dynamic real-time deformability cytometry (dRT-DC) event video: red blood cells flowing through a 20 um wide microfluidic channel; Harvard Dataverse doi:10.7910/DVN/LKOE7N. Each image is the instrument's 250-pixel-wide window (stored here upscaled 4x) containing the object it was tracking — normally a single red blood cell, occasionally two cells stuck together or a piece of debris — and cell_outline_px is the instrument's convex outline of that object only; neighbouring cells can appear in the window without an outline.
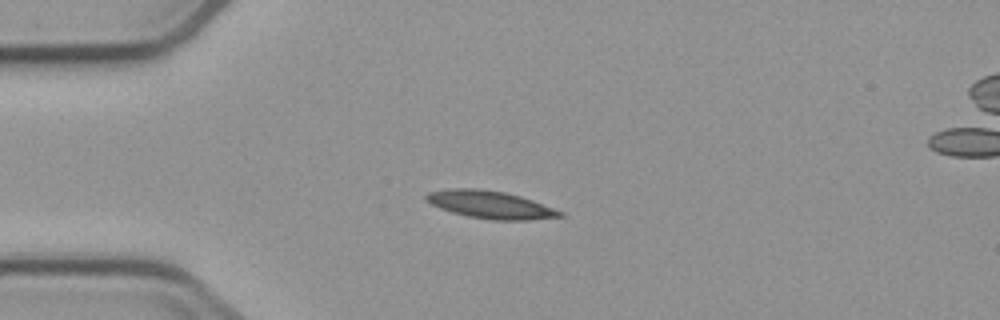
{"species": "common noctule bat (a hibernating species)", "species_latin": "Nyctalus noctula", "temperature_condition": "cold", "stored_images_in_passage": 4, "camera_frame_rate_fps": 3000, "um_per_image_px": 0.085, "animal": {"sex": "male", "body_mass_g": 23.1, "forearm_length_mm": 52.7}, "frame": {"image": 1, "passage_image": 3, "time_ms": 2.667, "image_size_px": [1000, 320], "cell_outline_px": [[564, 216], [528, 220], [492, 220], [468, 216], [452, 212], [440, 208], [432, 204], [424, 196], [428, 192], [448, 188], [480, 188], [504, 192], [520, 196], [532, 200], [564, 212]], "centroid_in_image_um": [41.68, 17.39], "position_along_channel_um": 43.3, "area_um2": 21.44}}